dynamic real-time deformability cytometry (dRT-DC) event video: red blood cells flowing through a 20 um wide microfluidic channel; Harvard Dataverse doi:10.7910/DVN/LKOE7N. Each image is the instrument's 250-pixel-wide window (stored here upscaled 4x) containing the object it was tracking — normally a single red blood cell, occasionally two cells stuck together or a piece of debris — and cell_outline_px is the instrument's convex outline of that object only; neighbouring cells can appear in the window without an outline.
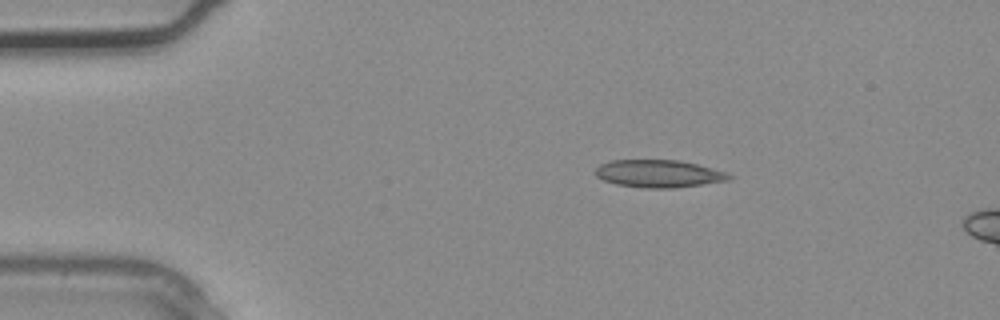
{"species": "common noctule bat (a hibernating species)", "species_latin": "Nyctalus noctula", "temperature_condition": "warm", "stored_images_in_passage": 5, "camera_frame_rate_fps": 3000, "um_per_image_px": 0.085, "animal": {"sex": "male", "body_mass_g": 20.4}, "frame": {"image": 1, "passage_image": 5, "time_ms": 1.333, "image_size_px": [1000, 320], "cell_outline_px": [[732, 176], [728, 180], [704, 184], [676, 188], [644, 188], [616, 184], [604, 180], [596, 176], [596, 168], [600, 164], [612, 160], [680, 160], [728, 172]], "centroid_in_image_um": [56.0, 14.76], "position_along_channel_um": 29.0, "area_um2": 21.44}}